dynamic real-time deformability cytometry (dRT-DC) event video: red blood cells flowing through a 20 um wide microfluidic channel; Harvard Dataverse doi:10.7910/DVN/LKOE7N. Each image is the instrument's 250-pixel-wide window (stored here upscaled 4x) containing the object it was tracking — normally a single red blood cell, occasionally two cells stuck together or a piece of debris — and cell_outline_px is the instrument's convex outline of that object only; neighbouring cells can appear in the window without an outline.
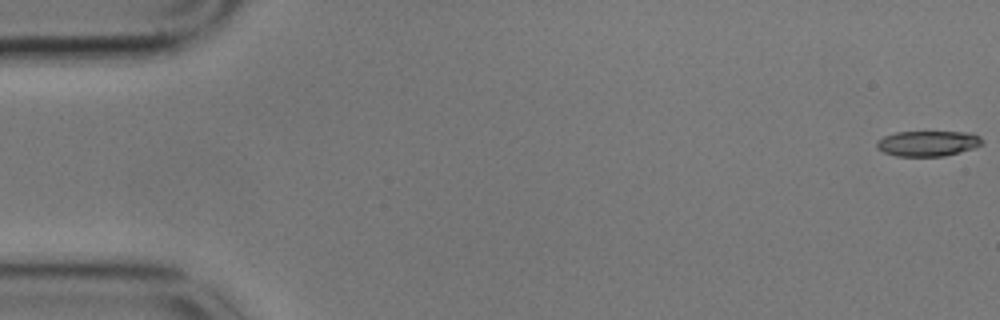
{"species": "common noctule bat (a hibernating species)", "species_latin": "Nyctalus noctula", "temperature_condition": "cold", "stored_images_in_passage": 56, "camera_frame_rate_fps": 3000, "um_per_image_px": 0.085, "animal": {"sex": "male", "body_mass_g": 17.9}, "frame": {"image": 1, "passage_image": 1, "time_ms": 0.0, "image_size_px": [1000, 320], "cell_outline_px": [[984, 144], [972, 148], [944, 156], [896, 156], [884, 152], [876, 148], [876, 140], [884, 136], [896, 132], [972, 132], [980, 136], [984, 140]], "centroid_in_image_um": [78.87, 12.18], "position_along_channel_um": 6.1, "area_um2": 15.72}}
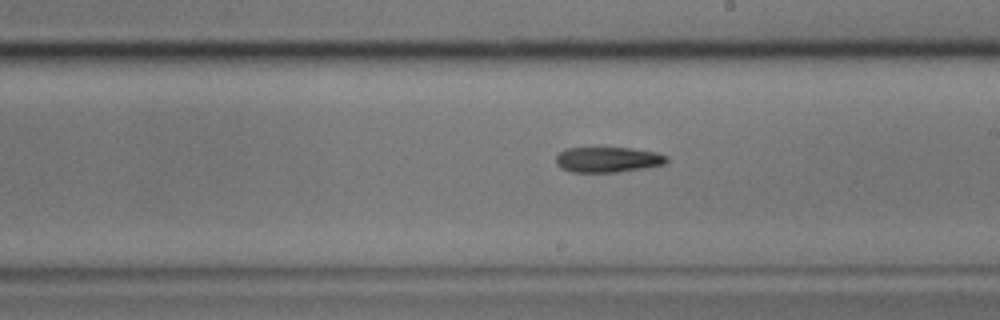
{"frame": {"image": 2, "passage_image": 32, "time_ms": 10.333, "image_size_px": [1000, 320], "cell_outline_px": [[668, 160], [664, 164], [644, 168], [616, 172], [572, 172], [560, 168], [556, 164], [556, 156], [564, 148], [632, 148], [656, 152], [668, 156]], "centroid_in_image_um": [51.65, 13.56], "position_along_channel_um": 237.3, "area_um2": 16.42}}
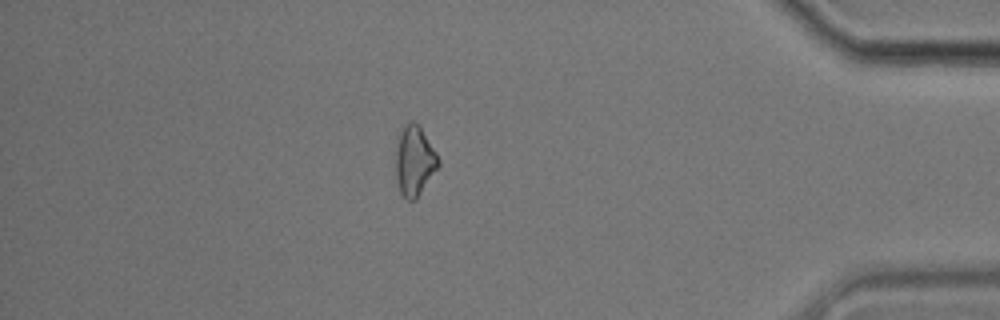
{"frame": {"image": 3, "passage_image": 49, "time_ms": 16.0, "image_size_px": [1000, 320], "cell_outline_px": [[440, 164], [416, 200], [408, 200], [400, 192], [396, 176], [396, 148], [400, 132], [404, 124], [412, 120], [420, 124], [436, 152], [440, 160]], "centroid_in_image_um": [35.24, 13.64], "position_along_channel_um": 400.0, "area_um2": 17.46}}